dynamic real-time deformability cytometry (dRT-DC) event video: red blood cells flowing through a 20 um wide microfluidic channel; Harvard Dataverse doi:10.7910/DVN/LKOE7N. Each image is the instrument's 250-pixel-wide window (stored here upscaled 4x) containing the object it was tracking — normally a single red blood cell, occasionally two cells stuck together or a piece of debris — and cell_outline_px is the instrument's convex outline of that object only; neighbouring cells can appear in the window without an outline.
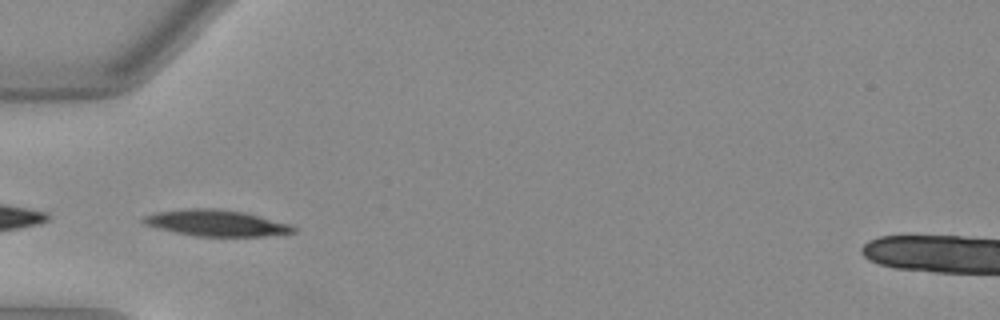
{"species": "Egyptian fruit bat (a non-hibernating species)", "species_latin": "Rousettus aegyptiacus", "temperature_condition": "warm", "stored_images_in_passage": 28, "camera_frame_rate_fps": 3000, "um_per_image_px": 0.085, "animal": {"sex": "female"}, "frame": {"image": 1, "passage_image": 1, "time_ms": 0.0, "image_size_px": [1000, 320], "cell_outline_px": [[296, 232], [264, 236], [196, 236], [176, 232], [160, 228], [148, 224], [140, 220], [144, 216], [156, 212], [188, 208], [216, 208], [244, 212], [292, 224], [296, 228]], "centroid_in_image_um": [18.44, 18.95], "position_along_channel_um": 66.6, "area_um2": 22.77}}
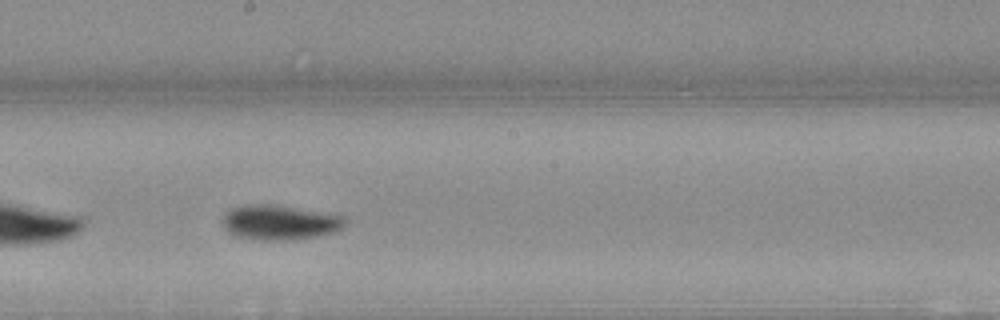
{"frame": {"image": 2, "passage_image": 13, "time_ms": 4.0, "image_size_px": [1000, 320], "cell_outline_px": [[344, 224], [340, 228], [332, 232], [316, 236], [288, 240], [260, 240], [232, 236], [224, 228], [224, 216], [232, 208], [248, 204], [280, 204], [340, 216], [344, 220]], "centroid_in_image_um": [23.7, 18.9], "position_along_channel_um": 224.5, "area_um2": 24.57}}
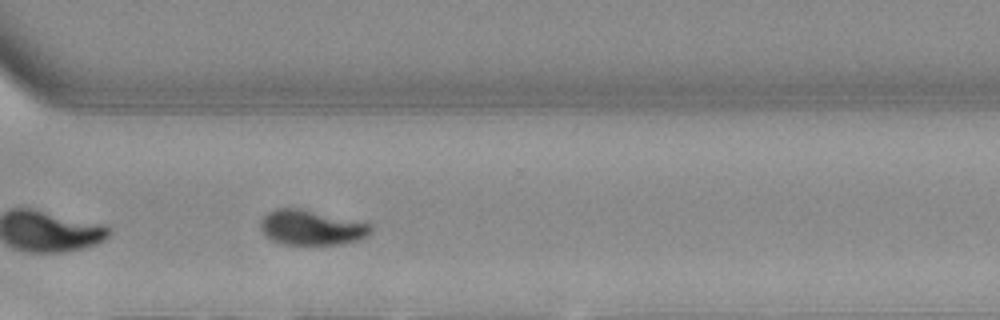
{"frame": {"image": 3, "passage_image": 22, "time_ms": 7.0, "image_size_px": [1000, 320], "cell_outline_px": [[372, 232], [368, 236], [356, 240], [340, 244], [284, 244], [272, 240], [260, 228], [260, 220], [268, 212], [276, 208], [300, 208], [372, 224]], "centroid_in_image_um": [26.48, 19.33], "position_along_channel_um": 344.1, "area_um2": 22.31}, "authors_computed_cell_mechanics": {"area_um2": 22.9755, "velocity_mm_per_s": 3.9874, "shape_relaxation_time_tau1_ms": 2.8896, "shape_relaxation_time_tau2_ms": 3.3709, "deformation_change_tau1": 0.1694, "deformation_change_tau2": 0.0733}}